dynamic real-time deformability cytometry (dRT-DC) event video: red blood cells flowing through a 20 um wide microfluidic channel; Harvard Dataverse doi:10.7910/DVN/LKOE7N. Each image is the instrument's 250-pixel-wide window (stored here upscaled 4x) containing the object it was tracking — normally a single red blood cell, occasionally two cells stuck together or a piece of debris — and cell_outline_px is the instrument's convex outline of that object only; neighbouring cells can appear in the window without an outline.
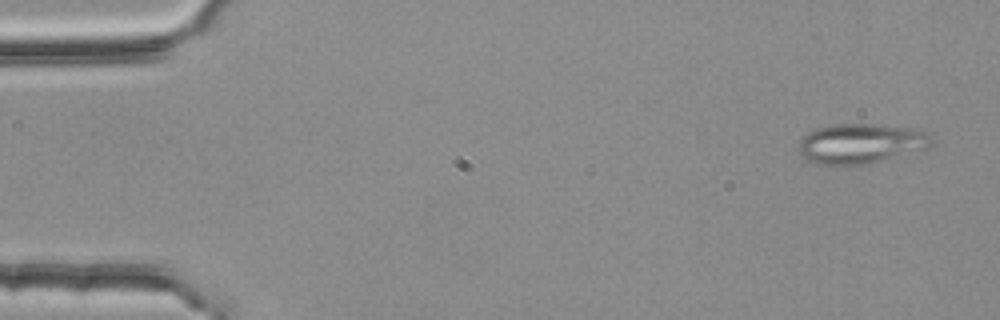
{"species": "common noctule bat (a hibernating species)", "species_latin": "Nyctalus noctula", "temperature_condition": "room temperature", "stored_images_in_passage": 3, "camera_frame_rate_fps": 3000, "um_per_image_px": 0.085, "animal": {"sex": "female", "body_mass_g": 25.1}, "frame": {"image": 1, "passage_image": 1, "time_ms": 0.0, "image_size_px": [1000, 320], "cell_outline_px": [[932, 144], [928, 148], [864, 164], [816, 164], [808, 160], [796, 148], [800, 140], [808, 132], [816, 128], [836, 124], [868, 124], [912, 128], [928, 132], [932, 140]], "centroid_in_image_um": [73.15, 12.19], "position_along_channel_um": 11.9, "area_um2": 30.52}}